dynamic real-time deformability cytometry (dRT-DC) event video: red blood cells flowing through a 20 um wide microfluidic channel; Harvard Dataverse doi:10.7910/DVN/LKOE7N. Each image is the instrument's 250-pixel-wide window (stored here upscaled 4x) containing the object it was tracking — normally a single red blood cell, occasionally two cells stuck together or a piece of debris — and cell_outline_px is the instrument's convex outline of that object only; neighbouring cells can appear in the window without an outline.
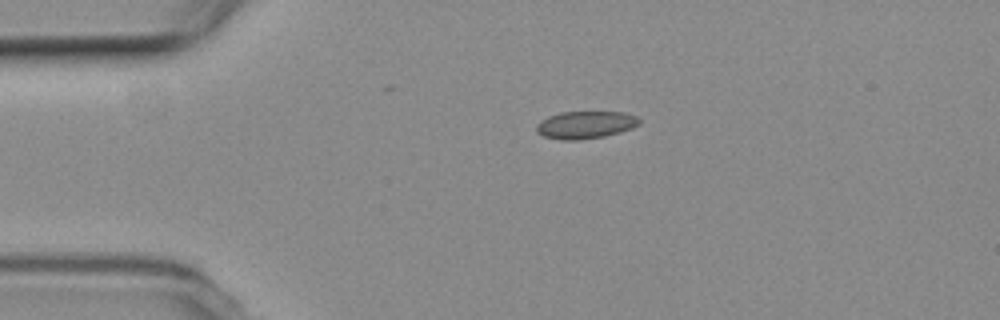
{"species": "common noctule bat (a hibernating species)", "species_latin": "Nyctalus noctula", "temperature_condition": "room temperature", "stored_images_in_passage": 46, "camera_frame_rate_fps": 3000, "um_per_image_px": 0.085, "animal": {"sex": "female", "body_mass_g": 19.3, "forearm_length_mm": 54.1}, "frame": {"image": 1, "passage_image": 1, "time_ms": 0.0, "image_size_px": [1000, 320], "cell_outline_px": [[640, 124], [632, 128], [620, 132], [604, 136], [580, 140], [560, 140], [544, 136], [536, 132], [536, 124], [540, 120], [548, 116], [560, 112], [624, 112], [636, 116], [640, 120]], "centroid_in_image_um": [49.74, 10.61], "position_along_channel_um": 35.3, "area_um2": 16.59}}
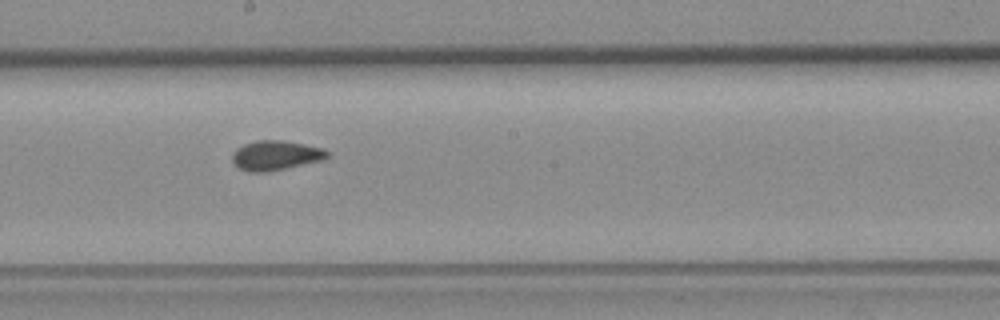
{"frame": {"image": 2, "passage_image": 20, "time_ms": 6.333, "image_size_px": [1000, 320], "cell_outline_px": [[328, 156], [324, 160], [264, 172], [248, 172], [240, 168], [232, 160], [232, 152], [236, 148], [244, 144], [256, 140], [284, 140], [324, 148], [328, 152]], "centroid_in_image_um": [23.43, 13.19], "position_along_channel_um": 224.8, "area_um2": 16.36}}
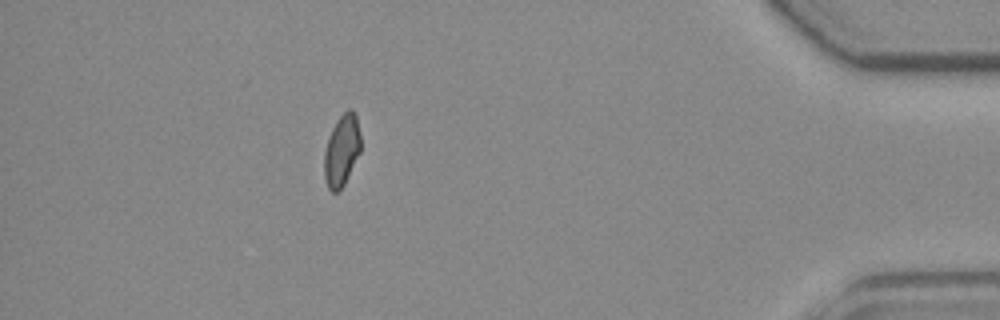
{"frame": {"image": 3, "passage_image": 40, "time_ms": 13.0, "image_size_px": [1000, 320], "cell_outline_px": [[360, 152], [344, 184], [336, 192], [332, 192], [328, 188], [324, 180], [324, 152], [328, 136], [336, 120], [348, 108], [352, 108], [356, 116], [360, 136]], "centroid_in_image_um": [29.03, 12.77], "position_along_channel_um": 406.2, "area_um2": 15.2}, "authors_computed_cell_mechanics": {"area_um2": 15.9239, "velocity_mm_per_s": 3.5456, "shape_relaxation_time_tau1_ms": null, "shape_relaxation_time_tau2_ms": 0.7291, "deformation_change_tau1": null, "deformation_change_tau2": 0.0432}}